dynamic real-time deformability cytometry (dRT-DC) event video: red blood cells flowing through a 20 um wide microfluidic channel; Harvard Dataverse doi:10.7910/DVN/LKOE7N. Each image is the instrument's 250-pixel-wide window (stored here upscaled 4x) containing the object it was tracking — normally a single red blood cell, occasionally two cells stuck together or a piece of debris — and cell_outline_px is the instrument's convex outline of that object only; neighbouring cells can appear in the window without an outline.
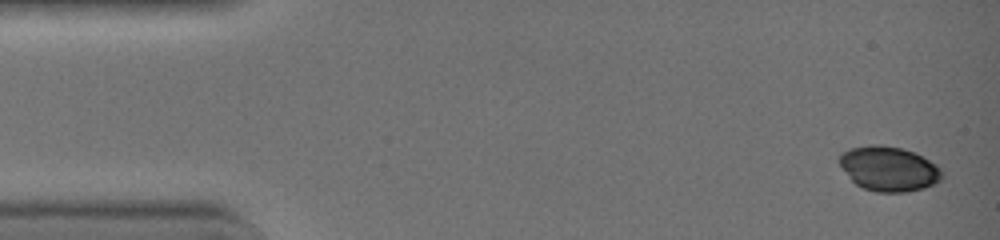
{"species": "common noctule bat (a hibernating species)", "species_latin": "Nyctalus noctula", "temperature_condition": "warm", "stored_images_in_passage": 10, "camera_frame_rate_fps": 3000, "um_per_image_px": 0.085, "animal": {"sex": "female", "body_mass_g": 19.0, "forearm_length_mm": 51.5}, "frame": {"image": 1, "passage_image": 1, "time_ms": 0.0, "image_size_px": [1000, 240], "cell_outline_px": [[944, 176], [940, 180], [924, 188], [908, 192], [876, 192], [864, 188], [856, 184], [852, 180], [836, 160], [840, 152], [848, 148], [872, 144], [876, 144], [900, 148], [912, 152], [936, 164], [944, 172]], "centroid_in_image_um": [75.51, 14.34], "position_along_channel_um": 9.5, "area_um2": 26.82}}
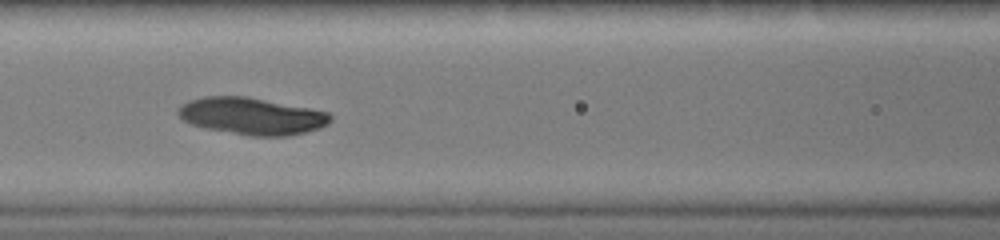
{"frame": {"image": 2, "passage_image": 8, "time_ms": 2.333, "image_size_px": [1000, 240], "cell_outline_px": [[332, 120], [328, 124], [320, 128], [288, 136], [252, 136], [204, 128], [192, 124], [184, 120], [180, 116], [180, 108], [184, 104], [192, 100], [204, 96], [244, 96], [308, 108], [328, 112], [332, 116]], "centroid_in_image_um": [21.45, 9.88], "position_along_channel_um": 145.2, "area_um2": 32.31}}
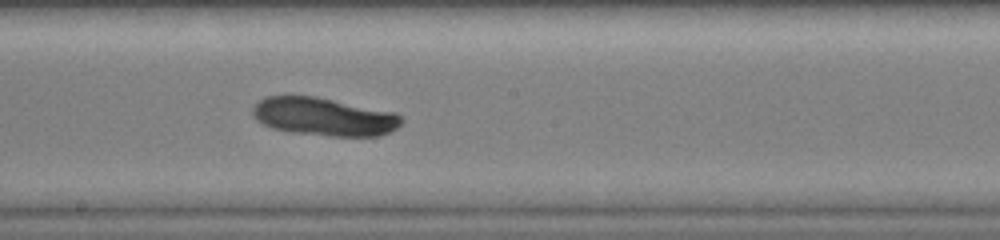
{"frame": {"image": 3, "passage_image": 10, "time_ms": 3.0, "image_size_px": [1000, 240], "cell_outline_px": [[404, 120], [396, 128], [380, 136], [328, 136], [292, 132], [272, 128], [256, 120], [252, 116], [252, 108], [260, 100], [268, 96], [288, 92], [316, 96], [396, 112]], "centroid_in_image_um": [27.49, 9.88], "position_along_channel_um": 220.7, "area_um2": 33.81}}